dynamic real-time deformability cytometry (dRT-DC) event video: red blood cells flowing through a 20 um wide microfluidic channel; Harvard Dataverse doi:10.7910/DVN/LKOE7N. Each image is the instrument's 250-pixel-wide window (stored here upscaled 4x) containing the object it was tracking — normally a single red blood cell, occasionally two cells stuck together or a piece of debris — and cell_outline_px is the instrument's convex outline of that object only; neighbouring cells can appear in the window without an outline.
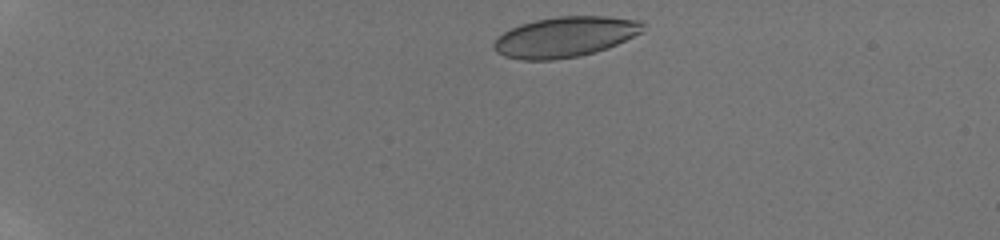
{"species": "human", "species_latin": "Homo sapiens", "temperature_condition": "room temperature", "stored_images_in_passage": 7, "camera_frame_rate_fps": 3000, "um_per_image_px": 0.085, "donor": {"sex": "male"}, "frame": {"image": 1, "passage_image": 1, "time_ms": 0.0, "image_size_px": [1000, 240], "cell_outline_px": [[644, 32], [608, 48], [580, 56], [552, 60], [520, 60], [504, 56], [496, 52], [492, 44], [504, 32], [520, 24], [536, 20], [556, 16], [608, 16], [644, 20]], "centroid_in_image_um": [48.08, 3.13], "position_along_channel_um": 36.9, "area_um2": 35.37}}
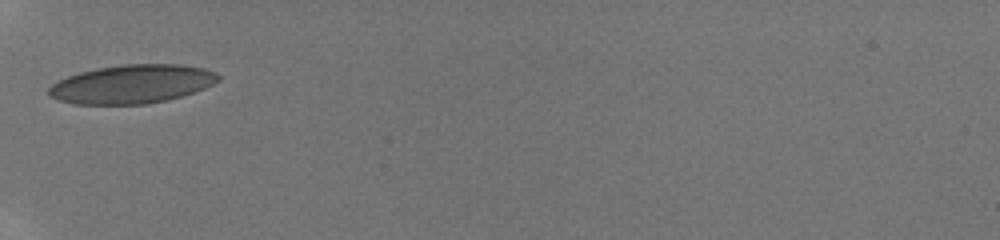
{"frame": {"image": 2, "passage_image": 6, "time_ms": 3.0, "image_size_px": [1000, 240], "cell_outline_px": [[220, 80], [196, 92], [168, 100], [144, 104], [76, 104], [60, 100], [48, 96], [48, 88], [52, 84], [68, 76], [80, 72], [96, 68], [120, 64], [180, 64], [204, 68], [216, 72], [220, 76]], "centroid_in_image_um": [11.24, 7.14], "position_along_channel_um": 73.8, "area_um2": 38.32}}
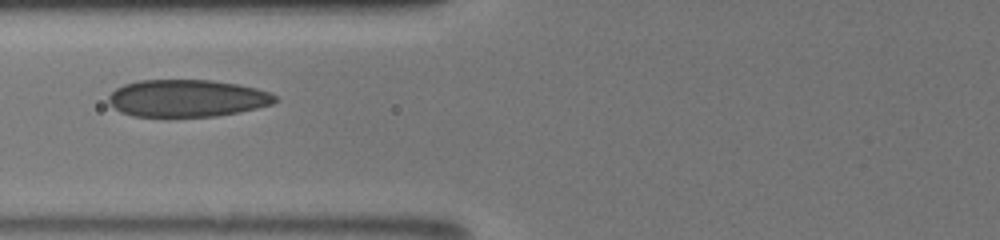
{"frame": {"image": 3, "passage_image": 7, "time_ms": 4.0, "image_size_px": [1000, 240], "cell_outline_px": [[280, 100], [272, 104], [256, 108], [216, 116], [132, 116], [120, 112], [108, 100], [108, 96], [116, 88], [124, 84], [140, 80], [212, 80], [236, 84], [256, 88], [268, 92], [276, 96]], "centroid_in_image_um": [15.9, 8.34], "position_along_channel_um": 109.9, "area_um2": 35.89}}